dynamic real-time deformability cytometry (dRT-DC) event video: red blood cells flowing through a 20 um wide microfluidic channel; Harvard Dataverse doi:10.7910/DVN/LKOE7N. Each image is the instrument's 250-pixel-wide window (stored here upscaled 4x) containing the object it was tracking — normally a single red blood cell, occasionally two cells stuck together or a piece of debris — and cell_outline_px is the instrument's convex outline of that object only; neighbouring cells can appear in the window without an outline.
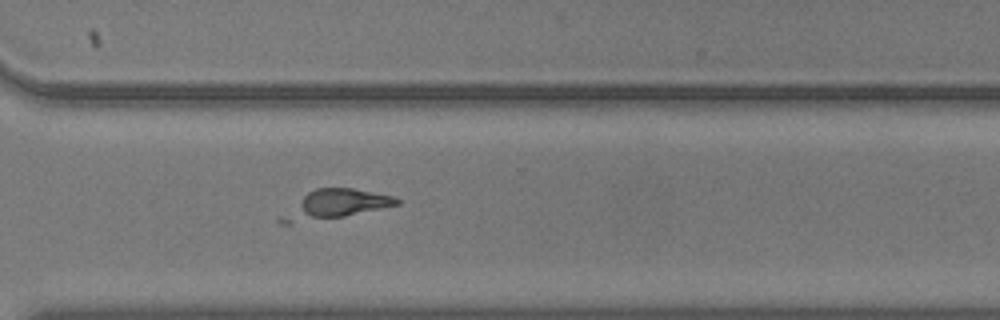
{"species": "common noctule bat (a hibernating species)", "species_latin": "Nyctalus noctula", "temperature_condition": "warm", "stored_images_in_passage": 36, "camera_frame_rate_fps": 3000, "um_per_image_px": 0.085, "animal": {"sex": "male", "body_mass_g": 20.5, "forearm_length_mm": 52.5}, "frame": {"image": 1, "passage_image": 25, "time_ms": 8.0, "image_size_px": [1000, 320], "cell_outline_px": [[400, 204], [344, 216], [292, 224], [276, 224], [276, 220], [280, 216], [308, 192], [316, 188], [352, 188], [392, 196], [400, 200]], "centroid_in_image_um": [28.42, 17.4], "position_along_channel_um": 342.2, "area_um2": 19.13}}
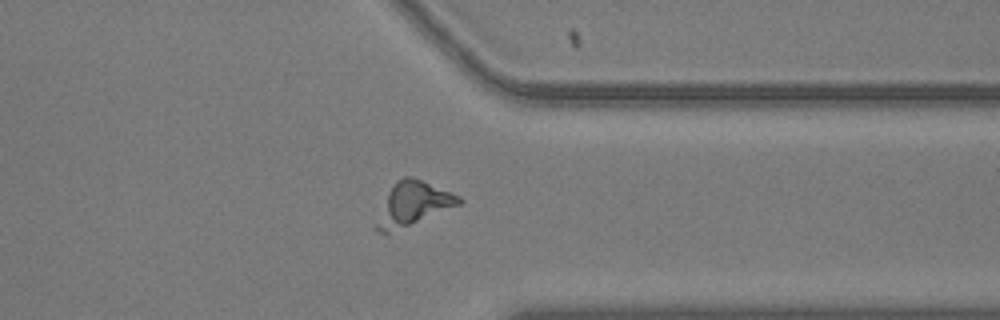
{"frame": {"image": 2, "passage_image": 28, "time_ms": 9.0, "image_size_px": [1000, 320], "cell_outline_px": [[464, 200], [460, 204], [388, 232], [376, 232], [372, 228], [388, 192], [396, 180], [404, 176], [412, 176], [460, 196]], "centroid_in_image_um": [35.06, 17.29], "position_along_channel_um": 376.3, "area_um2": 20.29}}